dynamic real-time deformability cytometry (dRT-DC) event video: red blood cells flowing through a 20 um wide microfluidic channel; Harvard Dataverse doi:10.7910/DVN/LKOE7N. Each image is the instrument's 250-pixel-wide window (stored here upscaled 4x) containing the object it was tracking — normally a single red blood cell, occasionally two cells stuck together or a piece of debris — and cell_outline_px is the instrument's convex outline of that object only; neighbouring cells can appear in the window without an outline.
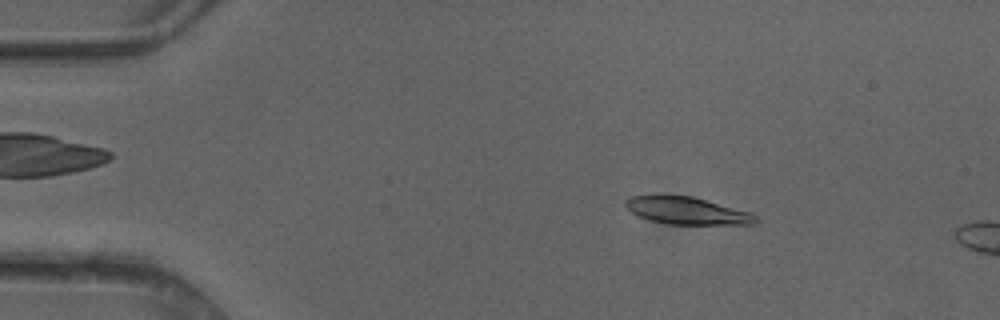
{"species": "common noctule bat (a hibernating species)", "species_latin": "Nyctalus noctula", "temperature_condition": "cold", "stored_images_in_passage": 3, "camera_frame_rate_fps": 3000, "um_per_image_px": 0.085, "animal": {"sex": "female"}, "frame": {"image": 1, "passage_image": 2, "time_ms": 0.333, "image_size_px": [1000, 320], "cell_outline_px": [[760, 220], [752, 224], [672, 224], [652, 220], [640, 216], [632, 212], [624, 204], [624, 200], [632, 196], [660, 192], [692, 196], [752, 212]], "centroid_in_image_um": [58.36, 17.86], "position_along_channel_um": 26.6, "area_um2": 21.21}}